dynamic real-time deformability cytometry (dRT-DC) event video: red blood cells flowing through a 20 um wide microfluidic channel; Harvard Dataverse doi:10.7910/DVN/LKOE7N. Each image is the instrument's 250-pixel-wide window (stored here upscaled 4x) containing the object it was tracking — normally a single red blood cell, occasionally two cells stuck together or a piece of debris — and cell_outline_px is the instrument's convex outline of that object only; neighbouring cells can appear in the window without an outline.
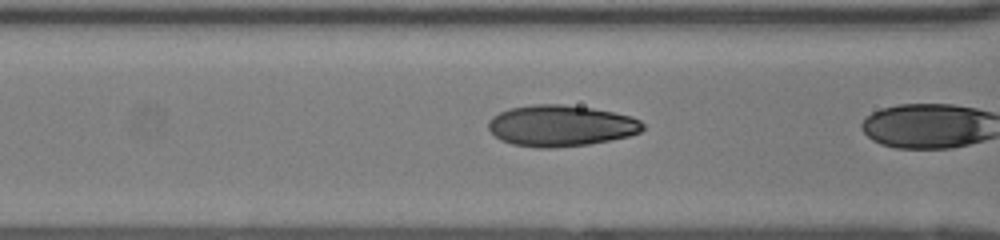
{"species": "human", "species_latin": "Homo sapiens", "temperature_condition": "room temperature", "stored_images_in_passage": 23, "camera_frame_rate_fps": 3000, "um_per_image_px": 0.085, "donor": {"sex": "female"}, "frame": {"image": 1, "passage_image": 22, "time_ms": 7.0, "image_size_px": [1000, 240], "cell_outline_px": [[644, 128], [640, 132], [628, 136], [588, 144], [552, 148], [536, 148], [512, 144], [500, 140], [488, 128], [488, 120], [492, 116], [500, 112], [512, 108], [536, 104], [560, 104], [592, 108], [632, 116], [640, 120], [644, 124]], "centroid_in_image_um": [47.66, 10.69], "position_along_channel_um": 118.9, "area_um2": 36.99}}